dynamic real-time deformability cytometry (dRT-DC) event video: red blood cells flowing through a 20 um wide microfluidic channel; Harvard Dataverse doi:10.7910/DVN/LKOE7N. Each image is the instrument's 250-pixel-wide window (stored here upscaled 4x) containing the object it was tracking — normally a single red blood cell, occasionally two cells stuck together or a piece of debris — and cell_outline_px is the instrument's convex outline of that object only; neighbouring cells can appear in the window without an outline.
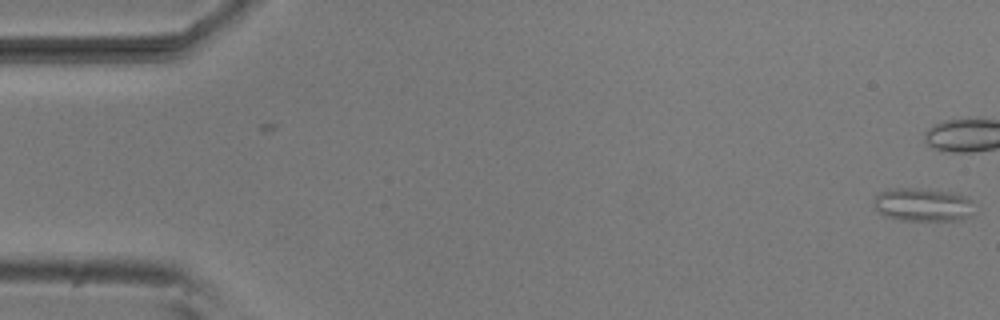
{"species": "common noctule bat (a hibernating species)", "species_latin": "Nyctalus noctula", "temperature_condition": "room temperature", "stored_images_in_passage": 5, "camera_frame_rate_fps": 3000, "um_per_image_px": 0.085, "animal": {"sex": "male", "body_mass_g": 20.5, "forearm_length_mm": 52.5}, "frame": {"image": 1, "passage_image": 5, "time_ms": 1.333, "image_size_px": [1000, 320], "cell_outline_px": [[972, 216], [964, 220], [904, 220], [884, 216], [872, 208], [872, 200], [880, 192], [888, 188], [916, 188], [956, 192], [968, 196], [972, 200]], "centroid_in_image_um": [78.43, 17.39], "position_along_channel_um": 6.6, "area_um2": 20.06}}